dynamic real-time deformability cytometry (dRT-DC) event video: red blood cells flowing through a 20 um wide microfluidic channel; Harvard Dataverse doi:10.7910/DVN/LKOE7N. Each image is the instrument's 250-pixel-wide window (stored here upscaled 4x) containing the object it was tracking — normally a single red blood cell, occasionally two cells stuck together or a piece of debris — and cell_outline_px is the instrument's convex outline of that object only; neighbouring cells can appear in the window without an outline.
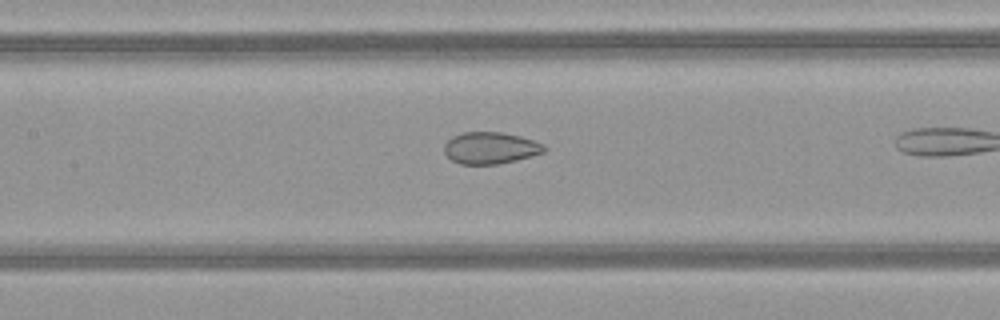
{"species": "common noctule bat (a hibernating species)", "species_latin": "Nyctalus noctula", "temperature_condition": "warm", "stored_images_in_passage": 13, "camera_frame_rate_fps": 3000, "um_per_image_px": 0.085, "animal": {"sex": "female", "body_mass_g": 21.9}, "frame": {"image": 1, "passage_image": 8, "time_ms": 2.333, "image_size_px": [1000, 320], "cell_outline_px": [[544, 152], [532, 156], [516, 160], [496, 164], [460, 164], [452, 160], [444, 152], [444, 144], [452, 136], [464, 132], [500, 132], [520, 136], [544, 144]], "centroid_in_image_um": [41.66, 12.57], "position_along_channel_um": 165.7, "area_um2": 18.38}}